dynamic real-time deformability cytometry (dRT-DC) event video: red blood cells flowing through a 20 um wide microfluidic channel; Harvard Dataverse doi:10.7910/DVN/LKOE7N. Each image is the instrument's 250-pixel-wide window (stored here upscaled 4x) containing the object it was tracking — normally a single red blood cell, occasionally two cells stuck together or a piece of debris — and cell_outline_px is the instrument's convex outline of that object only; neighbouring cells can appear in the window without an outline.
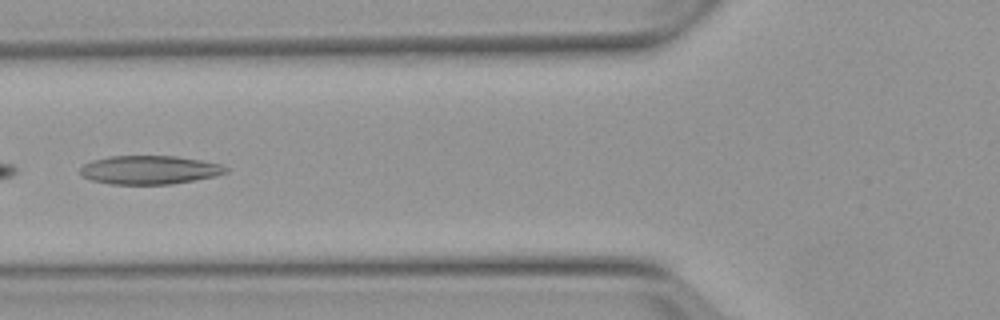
{"species": "Egyptian fruit bat (a non-hibernating species)", "species_latin": "Rousettus aegyptiacus", "temperature_condition": "warm", "stored_images_in_passage": 2, "camera_frame_rate_fps": 3000, "um_per_image_px": 0.085, "animal": {"sex": "female"}, "frame": {"image": 1, "passage_image": 2, "time_ms": 1.0, "image_size_px": [1000, 320], "cell_outline_px": [[228, 172], [212, 176], [172, 184], [112, 184], [92, 180], [84, 176], [80, 172], [80, 168], [84, 164], [92, 160], [108, 156], [176, 156], [200, 160], [220, 164], [228, 168]], "centroid_in_image_um": [12.68, 14.43], "position_along_channel_um": 113.1, "area_um2": 24.04}}